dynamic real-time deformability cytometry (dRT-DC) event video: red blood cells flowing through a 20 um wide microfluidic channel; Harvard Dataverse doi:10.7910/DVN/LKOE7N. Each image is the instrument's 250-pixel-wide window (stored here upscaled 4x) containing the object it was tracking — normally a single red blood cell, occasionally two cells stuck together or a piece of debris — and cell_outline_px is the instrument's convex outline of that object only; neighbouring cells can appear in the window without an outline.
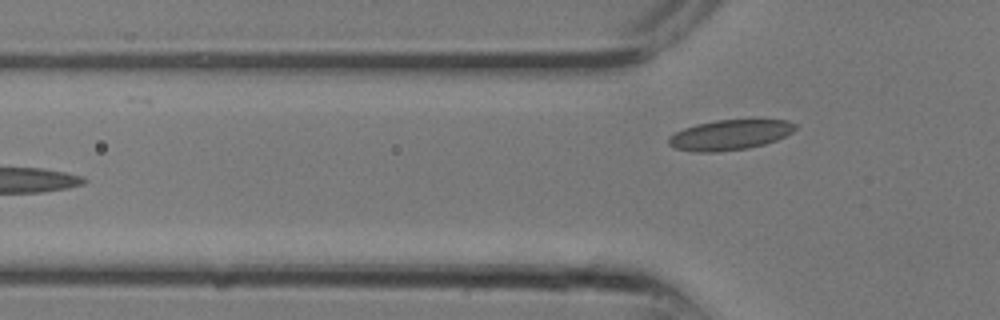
{"species": "common noctule bat (a hibernating species)", "species_latin": "Nyctalus noctula", "temperature_condition": "room temperature", "stored_images_in_passage": 11, "camera_frame_rate_fps": 3000, "um_per_image_px": 0.085, "animal": {"sex": "male", "body_mass_g": 13.3}, "frame": {"image": 1, "passage_image": 11, "time_ms": 3.333, "image_size_px": [1000, 320], "cell_outline_px": [[796, 128], [792, 132], [776, 140], [764, 144], [748, 148], [716, 152], [692, 152], [676, 148], [668, 144], [668, 140], [676, 132], [684, 128], [696, 124], [716, 120], [788, 120], [796, 124]], "centroid_in_image_um": [62.04, 11.47], "position_along_channel_um": 63.8, "area_um2": 22.08}}